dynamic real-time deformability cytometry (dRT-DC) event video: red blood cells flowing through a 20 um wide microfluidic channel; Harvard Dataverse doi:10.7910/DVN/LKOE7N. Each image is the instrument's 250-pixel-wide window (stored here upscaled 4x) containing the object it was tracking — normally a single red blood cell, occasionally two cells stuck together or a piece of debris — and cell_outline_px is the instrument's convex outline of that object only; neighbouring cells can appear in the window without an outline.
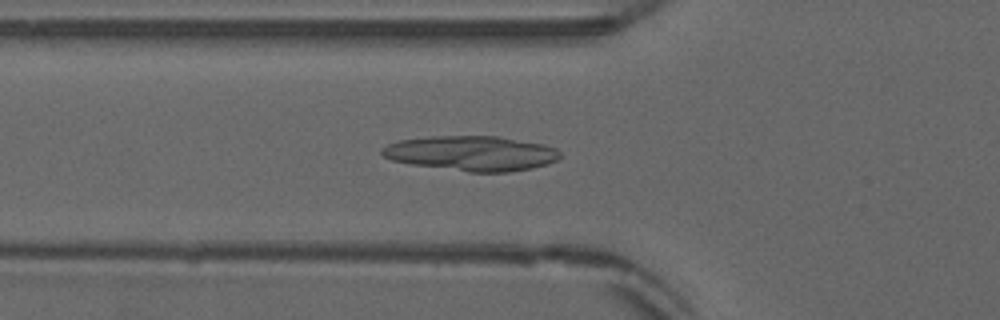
{"species": "common noctule bat (a hibernating species)", "species_latin": "Nyctalus noctula", "temperature_condition": "warm", "stored_images_in_passage": 43, "camera_frame_rate_fps": 3000, "um_per_image_px": 0.085, "animal": {"sex": "male", "forearm_length_mm": 52.5}, "frame": {"image": 1, "passage_image": 9, "time_ms": 2.667, "image_size_px": [1000, 320], "cell_outline_px": [[560, 156], [556, 160], [548, 164], [532, 168], [508, 172], [468, 172], [412, 164], [392, 160], [384, 156], [380, 152], [380, 148], [388, 144], [400, 140], [432, 136], [500, 136], [544, 144], [556, 148], [560, 152]], "centroid_in_image_um": [40.09, 13.03], "position_along_channel_um": 85.7, "area_um2": 36.3}}
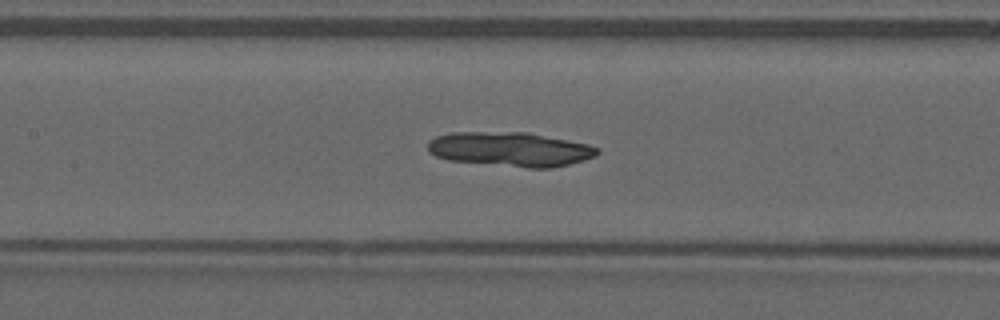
{"frame": {"image": 2, "passage_image": 15, "time_ms": 4.667, "image_size_px": [1000, 320], "cell_outline_px": [[600, 152], [596, 156], [584, 160], [552, 168], [528, 168], [448, 160], [436, 156], [428, 152], [428, 140], [436, 136], [452, 132], [528, 132], [588, 144], [600, 148]], "centroid_in_image_um": [43.37, 12.68], "position_along_channel_um": 164.0, "area_um2": 34.16}}
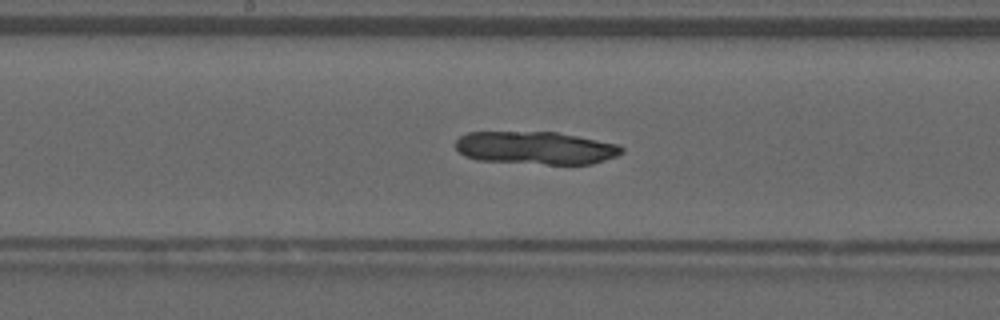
{"frame": {"image": 3, "passage_image": 18, "time_ms": 5.667, "image_size_px": [1000, 320], "cell_outline_px": [[624, 152], [616, 156], [592, 164], [544, 164], [476, 160], [464, 156], [456, 148], [456, 140], [460, 136], [468, 132], [556, 132], [620, 144], [624, 148]], "centroid_in_image_um": [45.55, 12.57], "position_along_channel_um": 202.7, "area_um2": 31.91}}